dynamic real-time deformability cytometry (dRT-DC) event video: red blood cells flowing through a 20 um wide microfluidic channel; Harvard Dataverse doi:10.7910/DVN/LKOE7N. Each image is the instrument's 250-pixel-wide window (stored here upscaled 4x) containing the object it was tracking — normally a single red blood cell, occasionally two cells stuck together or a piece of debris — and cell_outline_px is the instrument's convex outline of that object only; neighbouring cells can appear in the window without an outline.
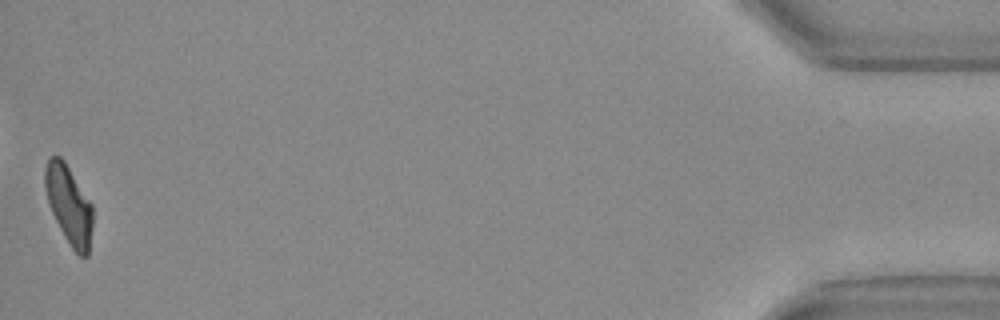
{"species": "Egyptian fruit bat (a non-hibernating species)", "species_latin": "Rousettus aegyptiacus", "temperature_condition": "warm", "stored_images_in_passage": 38, "camera_frame_rate_fps": 3000, "um_per_image_px": 0.085, "animal": {"sex": "female"}, "frame": {"image": 1, "passage_image": 38, "time_ms": 12.333, "image_size_px": [1000, 320], "cell_outline_px": [[92, 228], [88, 256], [80, 256], [72, 248], [64, 236], [52, 212], [48, 200], [44, 184], [44, 168], [48, 160], [52, 156], [60, 156], [64, 160], [92, 204]], "centroid_in_image_um": [5.86, 17.4], "position_along_channel_um": 429.3, "area_um2": 21.56}, "authors_computed_cell_mechanics": {"area_um2": 22.7443, "velocity_mm_per_s": 3.7664, "shape_relaxation_time_tau1_ms": 4.4703, "shape_relaxation_time_tau2_ms": 1.1847, "deformation_change_tau1": 0.1753, "deformation_change_tau2": 0.065}}